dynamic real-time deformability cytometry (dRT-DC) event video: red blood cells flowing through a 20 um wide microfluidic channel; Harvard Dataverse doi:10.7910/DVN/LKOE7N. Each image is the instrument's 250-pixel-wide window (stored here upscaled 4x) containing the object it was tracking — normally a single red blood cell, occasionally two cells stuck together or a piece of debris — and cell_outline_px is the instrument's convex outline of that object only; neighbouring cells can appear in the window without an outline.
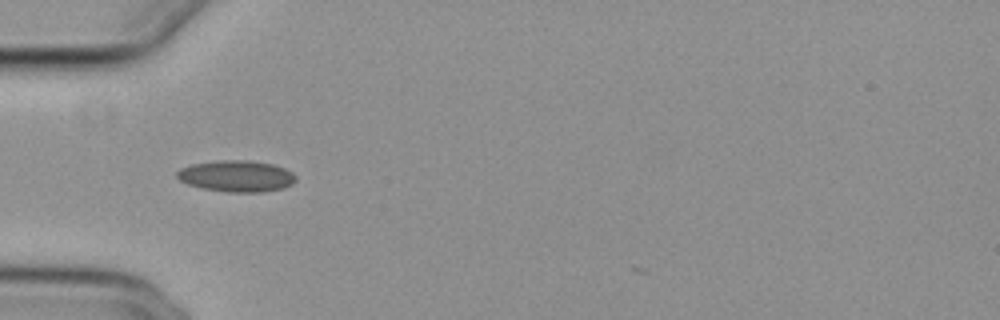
{"species": "common noctule bat (a hibernating species)", "species_latin": "Nyctalus noctula", "temperature_condition": "cold", "stored_images_in_passage": 34, "camera_frame_rate_fps": 3000, "um_per_image_px": 0.085, "animal": {"sex": "female", "body_mass_g": 29.2, "forearm_length_mm": 56.3}, "frame": {"image": 1, "passage_image": 1, "time_ms": 0.0, "image_size_px": [1000, 320], "cell_outline_px": [[296, 180], [292, 184], [284, 188], [264, 192], [228, 192], [200, 188], [188, 184], [180, 180], [176, 176], [176, 172], [180, 168], [192, 164], [224, 160], [248, 160], [272, 164], [284, 168], [292, 172], [296, 176]], "centroid_in_image_um": [20.11, 14.98], "position_along_channel_um": 64.9, "area_um2": 21.79}}
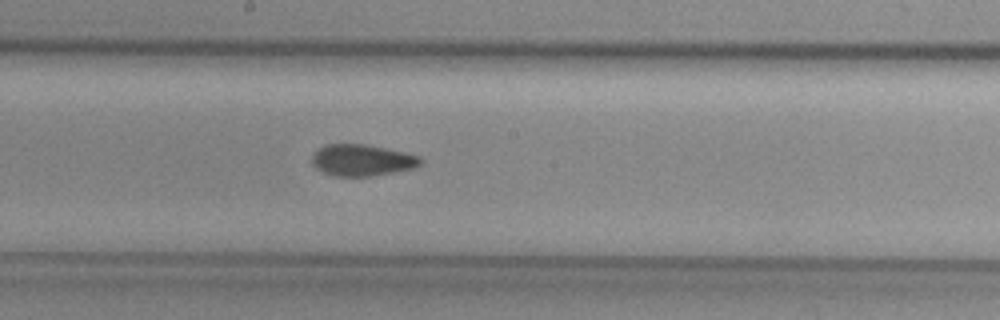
{"frame": {"image": 2, "passage_image": 13, "time_ms": 4.0, "image_size_px": [1000, 320], "cell_outline_px": [[424, 160], [416, 168], [372, 176], [332, 176], [316, 168], [312, 164], [312, 156], [324, 144], [364, 144], [404, 152], [420, 156]], "centroid_in_image_um": [30.79, 13.62], "position_along_channel_um": 217.4, "area_um2": 19.94}}
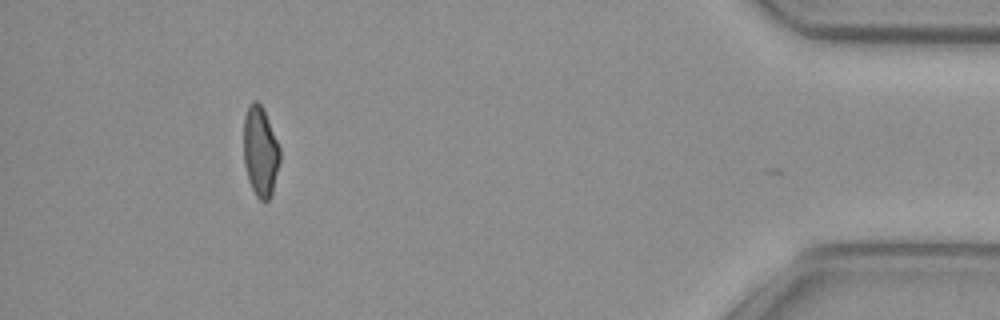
{"frame": {"image": 3, "passage_image": 33, "time_ms": 10.667, "image_size_px": [1000, 320], "cell_outline_px": [[280, 160], [272, 192], [268, 200], [260, 200], [256, 196], [248, 180], [244, 164], [244, 116], [252, 100], [256, 100], [264, 108], [280, 148]], "centroid_in_image_um": [22.13, 12.85], "position_along_channel_um": 413.1, "area_um2": 19.02}, "authors_computed_cell_mechanics": {"area_um2": 20.1722, "velocity_mm_per_s": 3.8456, "shape_relaxation_time_tau1_ms": null, "shape_relaxation_time_tau2_ms": 1.88, "deformation_change_tau1": null, "deformation_change_tau2": 0.0775}}